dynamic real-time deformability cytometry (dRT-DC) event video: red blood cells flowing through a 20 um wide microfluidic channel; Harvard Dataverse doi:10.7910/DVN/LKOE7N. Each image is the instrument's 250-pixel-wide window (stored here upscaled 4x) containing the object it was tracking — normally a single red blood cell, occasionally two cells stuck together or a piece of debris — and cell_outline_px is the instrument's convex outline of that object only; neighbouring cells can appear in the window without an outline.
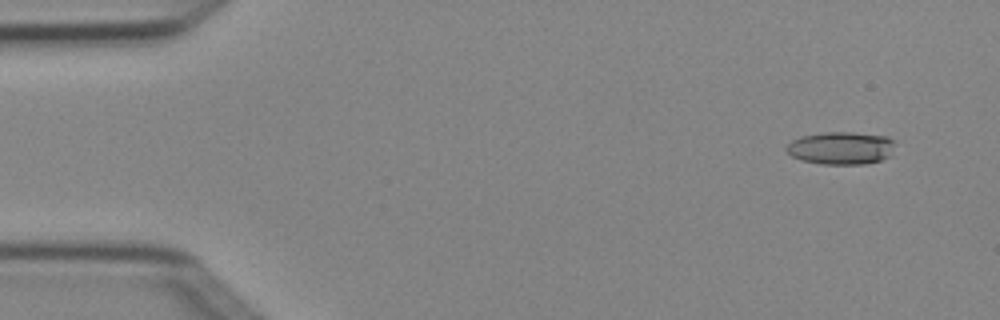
{"species": "Egyptian fruit bat (a non-hibernating species)", "species_latin": "Rousettus aegyptiacus", "temperature_condition": "cold", "stored_images_in_passage": 3, "camera_frame_rate_fps": 3000, "um_per_image_px": 0.085, "animal": {"sex": "female"}, "frame": {"image": 1, "passage_image": 1, "time_ms": 0.0, "image_size_px": [1000, 320], "cell_outline_px": [[892, 156], [880, 160], [864, 164], [820, 164], [804, 160], [792, 156], [784, 152], [784, 148], [792, 140], [800, 136], [824, 132], [852, 132], [888, 136], [892, 140]], "centroid_in_image_um": [71.45, 12.58], "position_along_channel_um": 13.5, "area_um2": 20.81}}
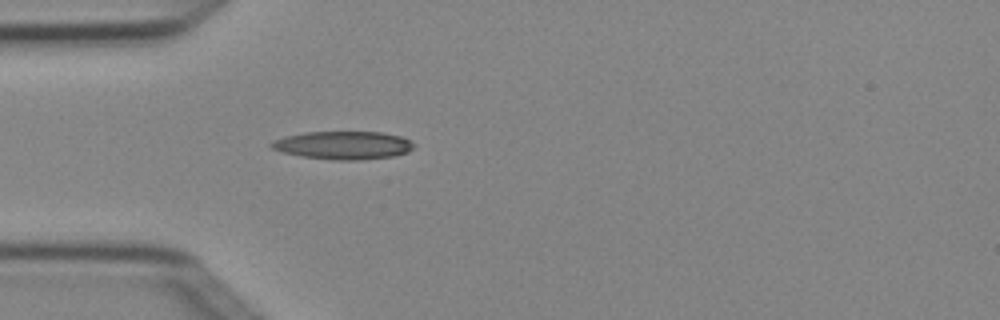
{"frame": {"image": 2, "passage_image": 3, "time_ms": 0.667, "image_size_px": [1000, 320], "cell_outline_px": [[416, 148], [408, 152], [392, 156], [360, 160], [336, 160], [300, 156], [284, 152], [272, 148], [268, 144], [272, 140], [284, 136], [304, 132], [380, 132], [400, 136], [412, 140], [416, 144]], "centroid_in_image_um": [29.2, 12.34], "position_along_channel_um": 55.8, "area_um2": 23.52}}